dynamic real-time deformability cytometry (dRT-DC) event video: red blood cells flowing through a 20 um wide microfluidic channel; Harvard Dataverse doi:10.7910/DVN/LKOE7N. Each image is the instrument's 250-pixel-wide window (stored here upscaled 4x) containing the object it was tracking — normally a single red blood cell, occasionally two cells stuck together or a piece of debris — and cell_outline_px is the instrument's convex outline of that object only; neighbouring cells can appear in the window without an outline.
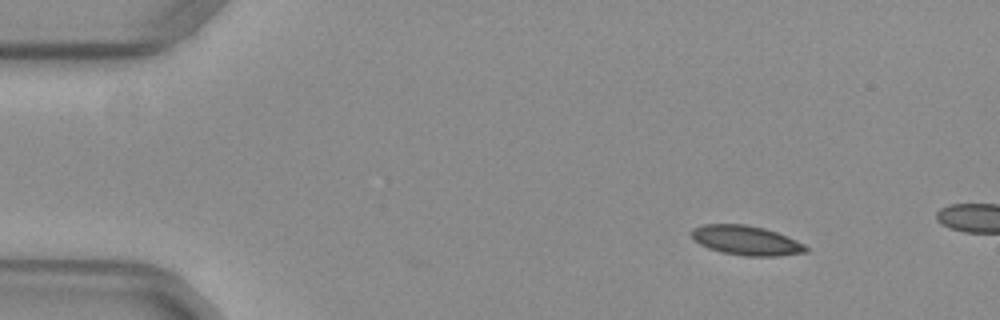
{"species": "common noctule bat (a hibernating species)", "species_latin": "Nyctalus noctula", "temperature_condition": "warm", "stored_images_in_passage": 7, "camera_frame_rate_fps": 3000, "um_per_image_px": 0.085, "animal": {"sex": "female", "body_mass_g": 29.2, "forearm_length_mm": 56.3}, "frame": {"image": 1, "passage_image": 1, "time_ms": 0.0, "image_size_px": [1000, 320], "cell_outline_px": [[808, 252], [776, 256], [744, 256], [720, 252], [708, 248], [700, 244], [688, 232], [692, 228], [704, 224], [748, 224], [764, 228], [776, 232], [796, 240], [804, 244], [808, 248]], "centroid_in_image_um": [63.4, 20.43], "position_along_channel_um": 21.6, "area_um2": 19.77}}